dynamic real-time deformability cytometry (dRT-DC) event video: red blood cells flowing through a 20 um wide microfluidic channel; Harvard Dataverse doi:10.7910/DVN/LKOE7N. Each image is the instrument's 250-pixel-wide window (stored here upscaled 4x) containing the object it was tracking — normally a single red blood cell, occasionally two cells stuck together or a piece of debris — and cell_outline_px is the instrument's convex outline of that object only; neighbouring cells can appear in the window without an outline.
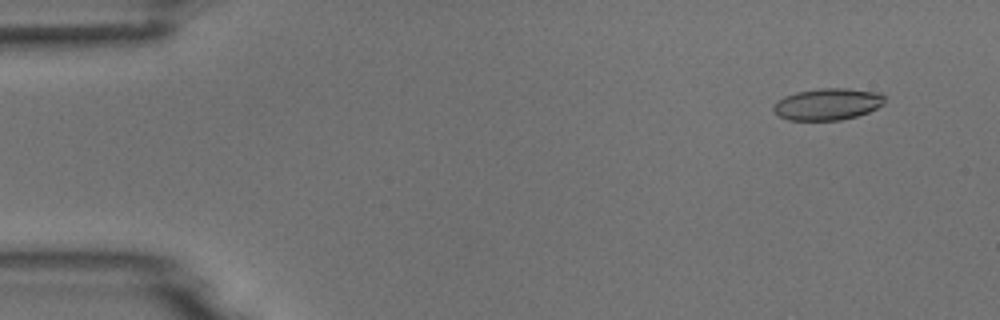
{"species": "common noctule bat (a hibernating species)", "species_latin": "Nyctalus noctula", "temperature_condition": "room temperature", "stored_images_in_passage": 5, "camera_frame_rate_fps": 3000, "um_per_image_px": 0.085, "animal": {"sex": "male", "body_mass_g": 18.8}, "frame": {"image": 1, "passage_image": 2, "time_ms": 1.0, "image_size_px": [1000, 320], "cell_outline_px": [[884, 104], [868, 112], [856, 116], [840, 120], [788, 120], [780, 116], [772, 108], [784, 96], [796, 92], [820, 88], [844, 88], [880, 92], [884, 96]], "centroid_in_image_um": [70.37, 8.85], "position_along_channel_um": 14.6, "area_um2": 20.4}}
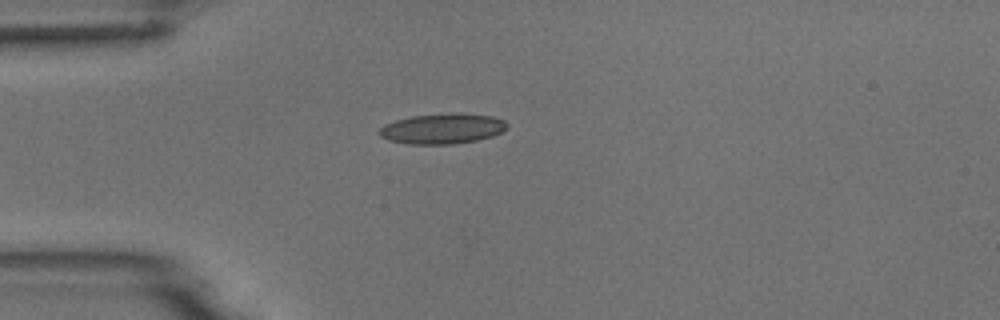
{"frame": {"image": 2, "passage_image": 4, "time_ms": 4.333, "image_size_px": [1000, 320], "cell_outline_px": [[508, 128], [492, 136], [476, 140], [456, 144], [408, 144], [388, 140], [380, 136], [380, 128], [384, 124], [396, 120], [412, 116], [452, 112], [460, 112], [492, 116], [504, 120], [508, 124]], "centroid_in_image_um": [37.62, 10.92], "position_along_channel_um": 47.4, "area_um2": 22.77}}